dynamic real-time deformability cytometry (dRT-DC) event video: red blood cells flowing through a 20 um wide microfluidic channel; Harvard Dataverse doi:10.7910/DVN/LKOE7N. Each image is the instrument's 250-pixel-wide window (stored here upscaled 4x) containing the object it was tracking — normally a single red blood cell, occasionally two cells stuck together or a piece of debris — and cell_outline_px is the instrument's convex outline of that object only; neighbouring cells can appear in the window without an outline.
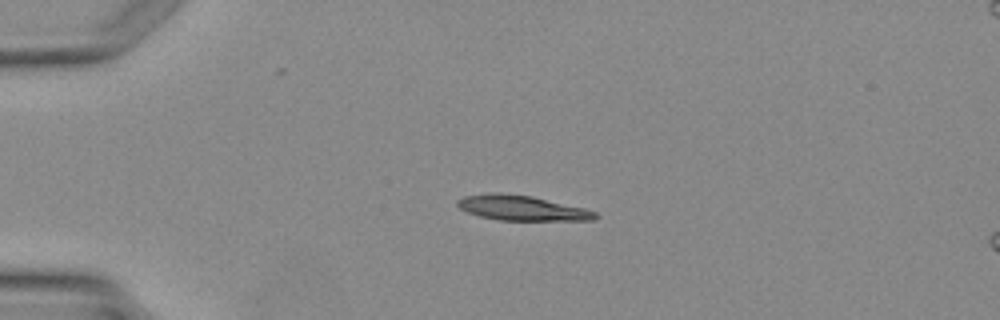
{"species": "Egyptian fruit bat (a non-hibernating species)", "species_latin": "Rousettus aegyptiacus", "temperature_condition": "warm", "stored_images_in_passage": 2, "camera_frame_rate_fps": 3000, "um_per_image_px": 0.085, "animal": {"sex": "female"}, "frame": {"image": 1, "passage_image": 1, "time_ms": 0.0, "image_size_px": [1000, 320], "cell_outline_px": [[600, 216], [596, 220], [500, 220], [480, 216], [468, 212], [460, 208], [456, 204], [456, 200], [464, 196], [496, 192], [500, 192], [532, 196], [584, 208], [596, 212]], "centroid_in_image_um": [44.37, 17.67], "position_along_channel_um": 40.6, "area_um2": 20.06}}